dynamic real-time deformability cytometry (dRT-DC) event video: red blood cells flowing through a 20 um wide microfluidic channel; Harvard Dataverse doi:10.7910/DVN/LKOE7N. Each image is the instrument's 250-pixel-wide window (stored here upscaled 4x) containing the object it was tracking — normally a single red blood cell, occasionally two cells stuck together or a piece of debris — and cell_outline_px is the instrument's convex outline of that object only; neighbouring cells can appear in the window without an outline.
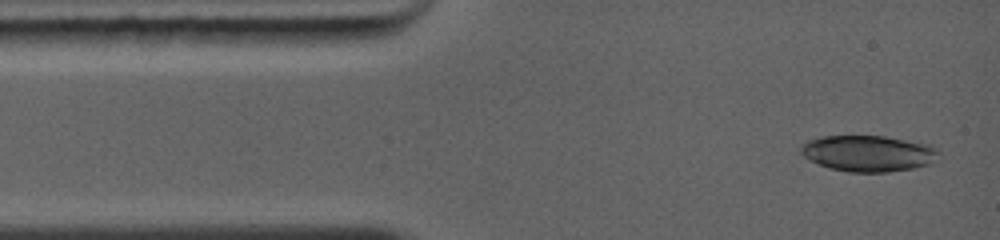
{"species": "common noctule bat (a hibernating species)", "species_latin": "Nyctalus noctula", "temperature_condition": "warm", "stored_images_in_passage": 7, "camera_frame_rate_fps": 5000, "um_per_image_px": 0.085, "animal": {"sex": "female", "body_mass_g": 19.0, "forearm_length_mm": 56.7}, "frame": {"image": 1, "passage_image": 1, "time_ms": 0.0, "image_size_px": [1000, 240], "cell_outline_px": [[936, 152], [928, 164], [908, 168], [884, 172], [848, 172], [832, 168], [820, 164], [804, 156], [800, 152], [800, 148], [808, 140], [820, 136], [884, 136], [932, 144]], "centroid_in_image_um": [73.73, 13.01], "position_along_channel_um": 11.3, "area_um2": 28.32}}
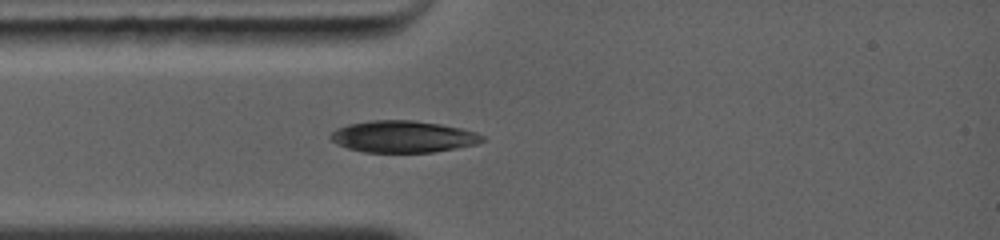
{"frame": {"image": 2, "passage_image": 5, "time_ms": 2.2, "image_size_px": [1000, 240], "cell_outline_px": [[488, 140], [476, 144], [456, 148], [432, 152], [364, 152], [348, 148], [336, 144], [328, 136], [336, 128], [348, 124], [372, 120], [412, 120], [440, 124], [460, 128], [476, 132], [484, 136]], "centroid_in_image_um": [34.26, 11.61], "position_along_channel_um": 50.7, "area_um2": 28.15}}
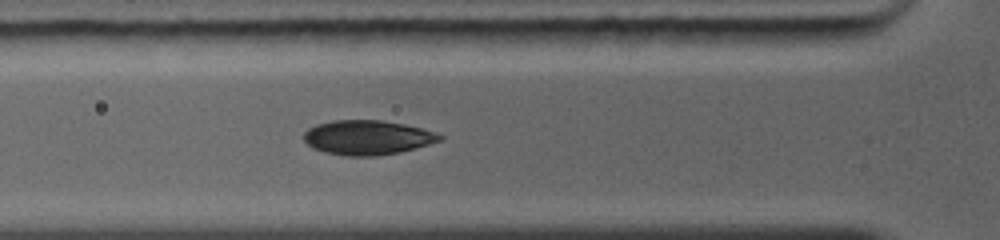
{"frame": {"image": 3, "passage_image": 7, "time_ms": 3.2, "image_size_px": [1000, 240], "cell_outline_px": [[444, 136], [440, 140], [416, 148], [376, 156], [348, 156], [324, 152], [312, 148], [304, 140], [304, 132], [308, 128], [316, 124], [332, 120], [380, 120], [404, 124], [436, 132]], "centroid_in_image_um": [31.19, 11.68], "position_along_channel_um": 94.6, "area_um2": 27.22}}